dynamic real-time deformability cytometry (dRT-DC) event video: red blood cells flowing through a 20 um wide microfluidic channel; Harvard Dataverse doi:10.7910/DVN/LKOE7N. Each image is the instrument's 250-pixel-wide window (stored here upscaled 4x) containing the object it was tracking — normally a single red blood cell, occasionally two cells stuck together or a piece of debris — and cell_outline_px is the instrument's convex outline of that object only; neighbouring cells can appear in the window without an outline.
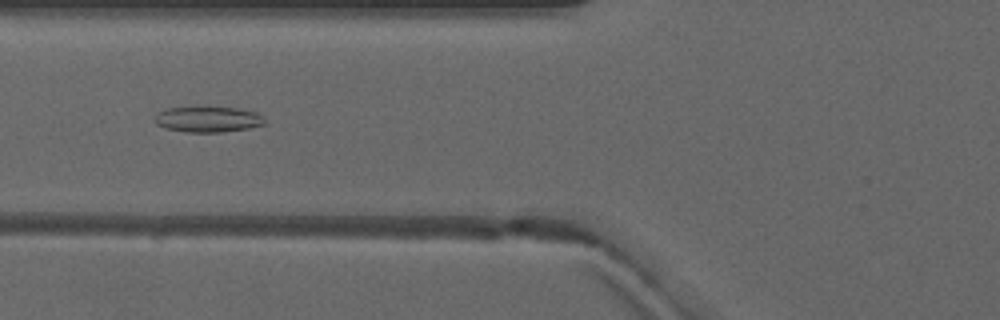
{"species": "common noctule bat (a hibernating species)", "species_latin": "Nyctalus noctula", "temperature_condition": "warm", "stored_images_in_passage": 6, "camera_frame_rate_fps": 3000, "um_per_image_px": 0.085, "animal": {"sex": "male", "forearm_length_mm": 52.5}, "frame": {"image": 1, "passage_image": 6, "time_ms": 6.0, "image_size_px": [1000, 320], "cell_outline_px": [[264, 124], [248, 128], [220, 132], [184, 132], [164, 128], [156, 124], [152, 120], [156, 112], [168, 108], [236, 108], [256, 112], [264, 116]], "centroid_in_image_um": [17.62, 10.15], "position_along_channel_um": 108.2, "area_um2": 16.36}}